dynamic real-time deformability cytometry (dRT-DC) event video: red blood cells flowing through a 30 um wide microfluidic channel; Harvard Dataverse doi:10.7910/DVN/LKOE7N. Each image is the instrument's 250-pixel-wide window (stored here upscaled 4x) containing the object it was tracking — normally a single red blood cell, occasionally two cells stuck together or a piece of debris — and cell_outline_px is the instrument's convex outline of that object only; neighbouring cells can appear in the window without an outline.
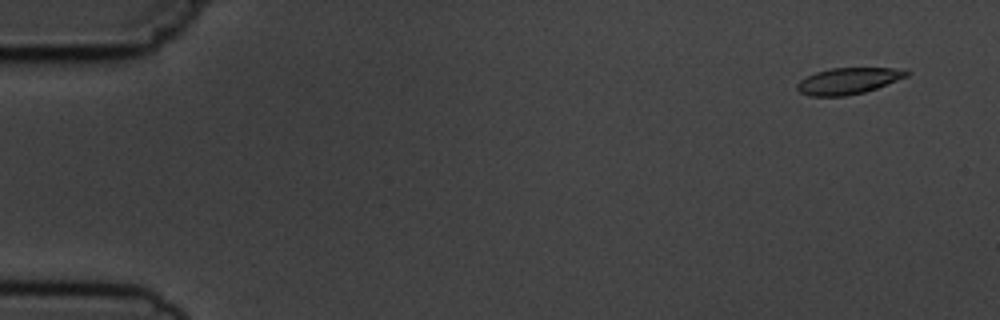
{"species": "common noctule bat (a hibernating species)", "species_latin": "Nyctalus noctula", "temperature_condition": "cold", "stored_images_in_passage": 6, "camera_frame_rate_fps": 3000, "um_per_image_px": 0.085, "animal": {"sex": "male", "body_mass_g": 19.5, "forearm_length_mm": 54.6}, "frame": {"image": 1, "passage_image": 1, "time_ms": 0.0, "image_size_px": [1000, 320], "cell_outline_px": [[912, 72], [908, 76], [876, 88], [864, 92], [844, 96], [808, 96], [800, 92], [796, 88], [796, 84], [800, 80], [816, 72], [828, 68], [892, 68]], "centroid_in_image_um": [72.07, 6.88], "position_along_channel_um": 12.9, "area_um2": 16.7}}
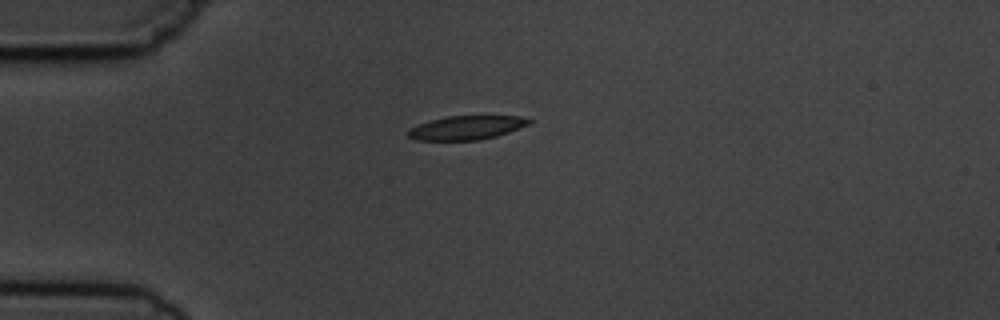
{"frame": {"image": 2, "passage_image": 4, "time_ms": 3.667, "image_size_px": [1000, 320], "cell_outline_px": [[532, 124], [496, 136], [476, 140], [416, 140], [408, 136], [408, 132], [412, 128], [420, 124], [432, 120], [448, 116], [520, 116], [532, 120]], "centroid_in_image_um": [39.71, 10.85], "position_along_channel_um": 45.3, "area_um2": 16.59}}
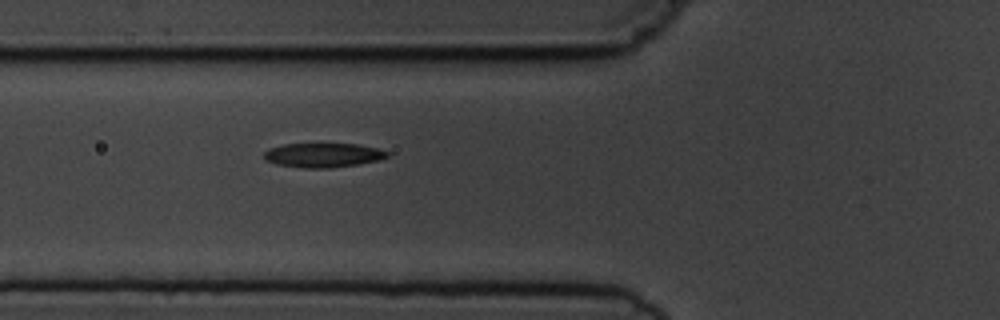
{"frame": {"image": 3, "passage_image": 6, "time_ms": 5.667, "image_size_px": [1000, 320], "cell_outline_px": [[388, 156], [380, 160], [356, 164], [328, 168], [304, 168], [276, 164], [264, 160], [264, 152], [268, 148], [284, 144], [360, 144], [376, 148], [388, 152]], "centroid_in_image_um": [27.42, 13.18], "position_along_channel_um": 98.4, "area_um2": 17.4}}